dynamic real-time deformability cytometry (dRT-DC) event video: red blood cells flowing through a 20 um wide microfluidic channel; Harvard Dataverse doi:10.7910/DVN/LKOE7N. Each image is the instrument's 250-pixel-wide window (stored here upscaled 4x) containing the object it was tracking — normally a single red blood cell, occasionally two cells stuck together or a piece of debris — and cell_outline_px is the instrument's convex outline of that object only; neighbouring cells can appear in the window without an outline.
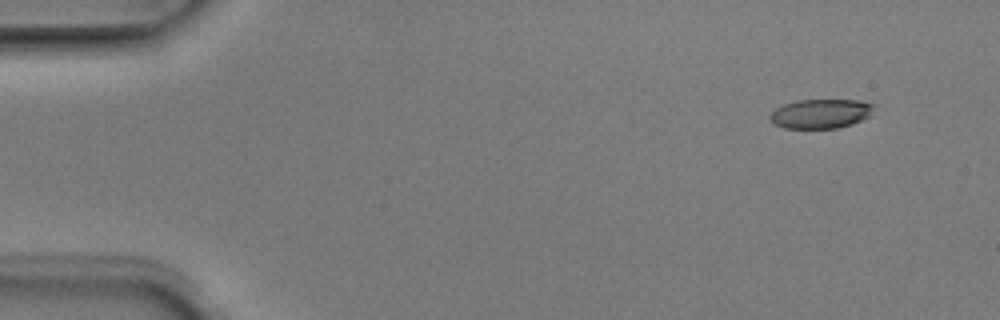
{"species": "Egyptian fruit bat (a non-hibernating species)", "species_latin": "Rousettus aegyptiacus", "temperature_condition": "room temperature", "stored_images_in_passage": 4, "camera_frame_rate_fps": 3000, "um_per_image_px": 0.085, "animal": {"sex": "male"}, "frame": {"image": 1, "passage_image": 1, "time_ms": 0.0, "image_size_px": [1000, 320], "cell_outline_px": [[876, 104], [868, 116], [852, 124], [836, 128], [784, 128], [776, 124], [768, 116], [776, 108], [784, 104], [796, 100], [860, 100]], "centroid_in_image_um": [69.77, 9.65], "position_along_channel_um": 15.2, "area_um2": 17.63}}
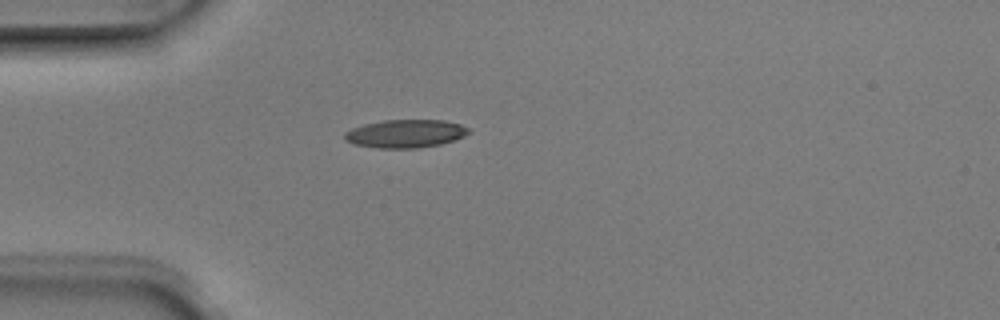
{"frame": {"image": 2, "passage_image": 3, "time_ms": 0.667, "image_size_px": [1000, 320], "cell_outline_px": [[472, 132], [464, 136], [440, 144], [420, 148], [376, 148], [352, 144], [344, 140], [344, 132], [352, 128], [364, 124], [384, 120], [444, 120], [460, 124], [468, 128]], "centroid_in_image_um": [34.44, 11.36], "position_along_channel_um": 50.6, "area_um2": 20.46}}